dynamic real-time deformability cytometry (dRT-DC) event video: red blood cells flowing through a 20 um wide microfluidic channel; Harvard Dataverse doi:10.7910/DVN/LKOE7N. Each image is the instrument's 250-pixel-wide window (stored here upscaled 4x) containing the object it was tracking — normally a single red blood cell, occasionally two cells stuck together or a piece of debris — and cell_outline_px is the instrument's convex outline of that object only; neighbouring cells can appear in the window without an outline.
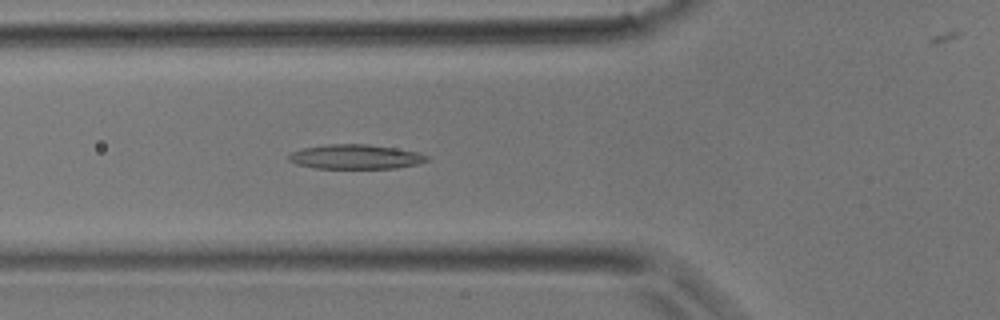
{"species": "common noctule bat (a hibernating species)", "species_latin": "Nyctalus noctula", "temperature_condition": "room temperature", "stored_images_in_passage": 41, "camera_frame_rate_fps": 3000, "um_per_image_px": 0.085, "animal": {"sex": "male", "body_mass_g": 17.9}, "frame": {"image": 1, "passage_image": 14, "time_ms": 4.333, "image_size_px": [1000, 320], "cell_outline_px": [[432, 160], [416, 164], [396, 168], [316, 168], [296, 164], [288, 160], [288, 156], [292, 152], [304, 148], [328, 144], [368, 144], [396, 148], [420, 152], [428, 156]], "centroid_in_image_um": [30.27, 13.32], "position_along_channel_um": 95.5, "area_um2": 19.77}}
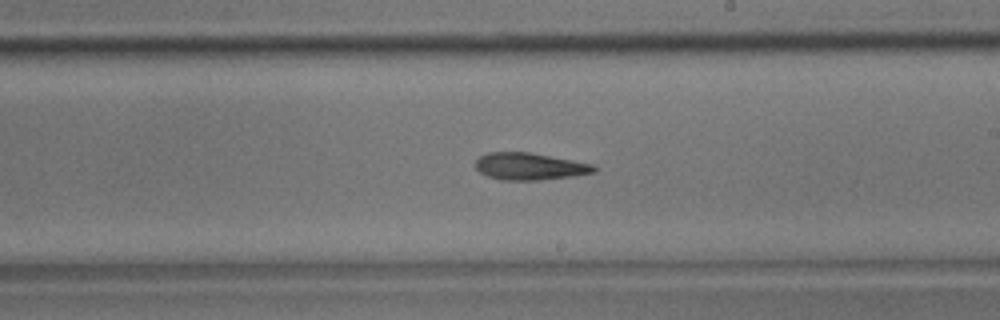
{"frame": {"image": 2, "passage_image": 23, "time_ms": 7.333, "image_size_px": [1000, 320], "cell_outline_px": [[596, 172], [572, 176], [540, 180], [500, 180], [488, 176], [480, 172], [476, 168], [476, 160], [480, 156], [488, 152], [528, 152], [572, 160], [592, 164], [596, 168]], "centroid_in_image_um": [45.0, 14.15], "position_along_channel_um": 244.0, "area_um2": 18.55}}
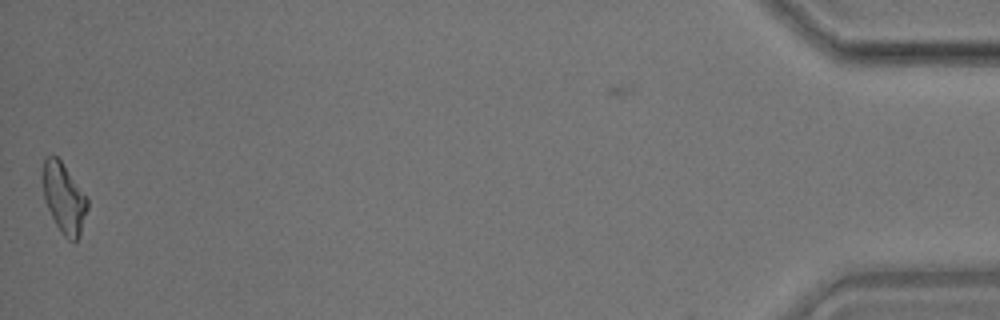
{"frame": {"image": 3, "passage_image": 40, "time_ms": 13.0, "image_size_px": [1000, 320], "cell_outline_px": [[88, 208], [80, 236], [76, 240], [68, 240], [64, 236], [56, 224], [44, 200], [40, 176], [44, 156], [52, 152], [60, 160], [88, 196]], "centroid_in_image_um": [5.41, 16.76], "position_along_channel_um": 429.8, "area_um2": 18.84}}